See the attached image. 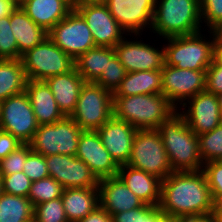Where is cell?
Here are the masks:
<instances>
[{"instance_id": "obj_31", "label": "cell", "mask_w": 222, "mask_h": 222, "mask_svg": "<svg viewBox=\"0 0 222 222\" xmlns=\"http://www.w3.org/2000/svg\"><path fill=\"white\" fill-rule=\"evenodd\" d=\"M197 137L203 164L222 160V123L212 131Z\"/></svg>"}, {"instance_id": "obj_26", "label": "cell", "mask_w": 222, "mask_h": 222, "mask_svg": "<svg viewBox=\"0 0 222 222\" xmlns=\"http://www.w3.org/2000/svg\"><path fill=\"white\" fill-rule=\"evenodd\" d=\"M61 199L68 222H78L100 205L98 187L65 188Z\"/></svg>"}, {"instance_id": "obj_4", "label": "cell", "mask_w": 222, "mask_h": 222, "mask_svg": "<svg viewBox=\"0 0 222 222\" xmlns=\"http://www.w3.org/2000/svg\"><path fill=\"white\" fill-rule=\"evenodd\" d=\"M201 25L200 0H156L149 31L163 39L198 33Z\"/></svg>"}, {"instance_id": "obj_41", "label": "cell", "mask_w": 222, "mask_h": 222, "mask_svg": "<svg viewBox=\"0 0 222 222\" xmlns=\"http://www.w3.org/2000/svg\"><path fill=\"white\" fill-rule=\"evenodd\" d=\"M201 22L211 30L222 20V0H200Z\"/></svg>"}, {"instance_id": "obj_35", "label": "cell", "mask_w": 222, "mask_h": 222, "mask_svg": "<svg viewBox=\"0 0 222 222\" xmlns=\"http://www.w3.org/2000/svg\"><path fill=\"white\" fill-rule=\"evenodd\" d=\"M33 217L36 222H68L61 197L35 205Z\"/></svg>"}, {"instance_id": "obj_18", "label": "cell", "mask_w": 222, "mask_h": 222, "mask_svg": "<svg viewBox=\"0 0 222 222\" xmlns=\"http://www.w3.org/2000/svg\"><path fill=\"white\" fill-rule=\"evenodd\" d=\"M76 157L85 162L99 180L117 176L120 168L104 147L97 131L81 132Z\"/></svg>"}, {"instance_id": "obj_23", "label": "cell", "mask_w": 222, "mask_h": 222, "mask_svg": "<svg viewBox=\"0 0 222 222\" xmlns=\"http://www.w3.org/2000/svg\"><path fill=\"white\" fill-rule=\"evenodd\" d=\"M25 92L29 96L39 125L53 124L65 117L59 110L54 95L45 81L27 80Z\"/></svg>"}, {"instance_id": "obj_50", "label": "cell", "mask_w": 222, "mask_h": 222, "mask_svg": "<svg viewBox=\"0 0 222 222\" xmlns=\"http://www.w3.org/2000/svg\"><path fill=\"white\" fill-rule=\"evenodd\" d=\"M214 59L222 65V43L216 42L214 47Z\"/></svg>"}, {"instance_id": "obj_13", "label": "cell", "mask_w": 222, "mask_h": 222, "mask_svg": "<svg viewBox=\"0 0 222 222\" xmlns=\"http://www.w3.org/2000/svg\"><path fill=\"white\" fill-rule=\"evenodd\" d=\"M177 110L197 136L212 131L222 123L217 95L206 90L189 98Z\"/></svg>"}, {"instance_id": "obj_38", "label": "cell", "mask_w": 222, "mask_h": 222, "mask_svg": "<svg viewBox=\"0 0 222 222\" xmlns=\"http://www.w3.org/2000/svg\"><path fill=\"white\" fill-rule=\"evenodd\" d=\"M30 144H22L0 161V175H10L23 171L24 162L31 152Z\"/></svg>"}, {"instance_id": "obj_53", "label": "cell", "mask_w": 222, "mask_h": 222, "mask_svg": "<svg viewBox=\"0 0 222 222\" xmlns=\"http://www.w3.org/2000/svg\"><path fill=\"white\" fill-rule=\"evenodd\" d=\"M3 193L2 191V181H1V176H0V195Z\"/></svg>"}, {"instance_id": "obj_7", "label": "cell", "mask_w": 222, "mask_h": 222, "mask_svg": "<svg viewBox=\"0 0 222 222\" xmlns=\"http://www.w3.org/2000/svg\"><path fill=\"white\" fill-rule=\"evenodd\" d=\"M27 80L45 81L75 68V60L48 37L21 57Z\"/></svg>"}, {"instance_id": "obj_3", "label": "cell", "mask_w": 222, "mask_h": 222, "mask_svg": "<svg viewBox=\"0 0 222 222\" xmlns=\"http://www.w3.org/2000/svg\"><path fill=\"white\" fill-rule=\"evenodd\" d=\"M178 110L163 94L113 97V116L137 130L158 129Z\"/></svg>"}, {"instance_id": "obj_43", "label": "cell", "mask_w": 222, "mask_h": 222, "mask_svg": "<svg viewBox=\"0 0 222 222\" xmlns=\"http://www.w3.org/2000/svg\"><path fill=\"white\" fill-rule=\"evenodd\" d=\"M22 144L12 134L0 129V161Z\"/></svg>"}, {"instance_id": "obj_54", "label": "cell", "mask_w": 222, "mask_h": 222, "mask_svg": "<svg viewBox=\"0 0 222 222\" xmlns=\"http://www.w3.org/2000/svg\"><path fill=\"white\" fill-rule=\"evenodd\" d=\"M25 222H36V220H35V218L33 217V218H31V219H29V220H27V221H25Z\"/></svg>"}, {"instance_id": "obj_12", "label": "cell", "mask_w": 222, "mask_h": 222, "mask_svg": "<svg viewBox=\"0 0 222 222\" xmlns=\"http://www.w3.org/2000/svg\"><path fill=\"white\" fill-rule=\"evenodd\" d=\"M161 71L162 94L177 109L206 88V70L180 69L164 64Z\"/></svg>"}, {"instance_id": "obj_49", "label": "cell", "mask_w": 222, "mask_h": 222, "mask_svg": "<svg viewBox=\"0 0 222 222\" xmlns=\"http://www.w3.org/2000/svg\"><path fill=\"white\" fill-rule=\"evenodd\" d=\"M213 214L216 222H222V201L214 202Z\"/></svg>"}, {"instance_id": "obj_33", "label": "cell", "mask_w": 222, "mask_h": 222, "mask_svg": "<svg viewBox=\"0 0 222 222\" xmlns=\"http://www.w3.org/2000/svg\"><path fill=\"white\" fill-rule=\"evenodd\" d=\"M113 222H162L165 219L159 205L143 204L139 208L116 213Z\"/></svg>"}, {"instance_id": "obj_6", "label": "cell", "mask_w": 222, "mask_h": 222, "mask_svg": "<svg viewBox=\"0 0 222 222\" xmlns=\"http://www.w3.org/2000/svg\"><path fill=\"white\" fill-rule=\"evenodd\" d=\"M127 165L141 169L161 180L173 172L157 129L137 130Z\"/></svg>"}, {"instance_id": "obj_36", "label": "cell", "mask_w": 222, "mask_h": 222, "mask_svg": "<svg viewBox=\"0 0 222 222\" xmlns=\"http://www.w3.org/2000/svg\"><path fill=\"white\" fill-rule=\"evenodd\" d=\"M0 59H18V44L10 26V16L0 19Z\"/></svg>"}, {"instance_id": "obj_20", "label": "cell", "mask_w": 222, "mask_h": 222, "mask_svg": "<svg viewBox=\"0 0 222 222\" xmlns=\"http://www.w3.org/2000/svg\"><path fill=\"white\" fill-rule=\"evenodd\" d=\"M98 189L100 206L112 216L144 204L118 176L100 179Z\"/></svg>"}, {"instance_id": "obj_28", "label": "cell", "mask_w": 222, "mask_h": 222, "mask_svg": "<svg viewBox=\"0 0 222 222\" xmlns=\"http://www.w3.org/2000/svg\"><path fill=\"white\" fill-rule=\"evenodd\" d=\"M115 55L114 47L96 46L75 60V68L85 82H95Z\"/></svg>"}, {"instance_id": "obj_40", "label": "cell", "mask_w": 222, "mask_h": 222, "mask_svg": "<svg viewBox=\"0 0 222 222\" xmlns=\"http://www.w3.org/2000/svg\"><path fill=\"white\" fill-rule=\"evenodd\" d=\"M23 172L32 182L48 177L45 156L31 151L24 162Z\"/></svg>"}, {"instance_id": "obj_17", "label": "cell", "mask_w": 222, "mask_h": 222, "mask_svg": "<svg viewBox=\"0 0 222 222\" xmlns=\"http://www.w3.org/2000/svg\"><path fill=\"white\" fill-rule=\"evenodd\" d=\"M73 7L85 20L96 46L115 47L124 39L123 37L128 36L106 5H73Z\"/></svg>"}, {"instance_id": "obj_1", "label": "cell", "mask_w": 222, "mask_h": 222, "mask_svg": "<svg viewBox=\"0 0 222 222\" xmlns=\"http://www.w3.org/2000/svg\"><path fill=\"white\" fill-rule=\"evenodd\" d=\"M159 207L171 220L213 212L214 202L203 170L172 172L162 180Z\"/></svg>"}, {"instance_id": "obj_32", "label": "cell", "mask_w": 222, "mask_h": 222, "mask_svg": "<svg viewBox=\"0 0 222 222\" xmlns=\"http://www.w3.org/2000/svg\"><path fill=\"white\" fill-rule=\"evenodd\" d=\"M63 190L64 188L59 182L48 176L32 182L28 198L34 207L35 205L61 197Z\"/></svg>"}, {"instance_id": "obj_19", "label": "cell", "mask_w": 222, "mask_h": 222, "mask_svg": "<svg viewBox=\"0 0 222 222\" xmlns=\"http://www.w3.org/2000/svg\"><path fill=\"white\" fill-rule=\"evenodd\" d=\"M97 132L104 147L115 162L119 166L127 165L131 157L137 129L131 124L112 116Z\"/></svg>"}, {"instance_id": "obj_10", "label": "cell", "mask_w": 222, "mask_h": 222, "mask_svg": "<svg viewBox=\"0 0 222 222\" xmlns=\"http://www.w3.org/2000/svg\"><path fill=\"white\" fill-rule=\"evenodd\" d=\"M38 127L29 96L25 91L0 102L1 130L12 134L23 144H29Z\"/></svg>"}, {"instance_id": "obj_27", "label": "cell", "mask_w": 222, "mask_h": 222, "mask_svg": "<svg viewBox=\"0 0 222 222\" xmlns=\"http://www.w3.org/2000/svg\"><path fill=\"white\" fill-rule=\"evenodd\" d=\"M161 69L128 72L113 97H128L142 94H162Z\"/></svg>"}, {"instance_id": "obj_25", "label": "cell", "mask_w": 222, "mask_h": 222, "mask_svg": "<svg viewBox=\"0 0 222 222\" xmlns=\"http://www.w3.org/2000/svg\"><path fill=\"white\" fill-rule=\"evenodd\" d=\"M10 26L18 44V59L48 37V32L34 23L21 6L10 15Z\"/></svg>"}, {"instance_id": "obj_52", "label": "cell", "mask_w": 222, "mask_h": 222, "mask_svg": "<svg viewBox=\"0 0 222 222\" xmlns=\"http://www.w3.org/2000/svg\"><path fill=\"white\" fill-rule=\"evenodd\" d=\"M162 222H179L178 220H171L168 218H165Z\"/></svg>"}, {"instance_id": "obj_9", "label": "cell", "mask_w": 222, "mask_h": 222, "mask_svg": "<svg viewBox=\"0 0 222 222\" xmlns=\"http://www.w3.org/2000/svg\"><path fill=\"white\" fill-rule=\"evenodd\" d=\"M82 131L71 117L65 116L53 124L39 125L29 144L32 151L43 156L55 154L76 156Z\"/></svg>"}, {"instance_id": "obj_46", "label": "cell", "mask_w": 222, "mask_h": 222, "mask_svg": "<svg viewBox=\"0 0 222 222\" xmlns=\"http://www.w3.org/2000/svg\"><path fill=\"white\" fill-rule=\"evenodd\" d=\"M179 222H216L213 212L208 214L189 215L182 217Z\"/></svg>"}, {"instance_id": "obj_47", "label": "cell", "mask_w": 222, "mask_h": 222, "mask_svg": "<svg viewBox=\"0 0 222 222\" xmlns=\"http://www.w3.org/2000/svg\"><path fill=\"white\" fill-rule=\"evenodd\" d=\"M107 0H75L73 5H106Z\"/></svg>"}, {"instance_id": "obj_51", "label": "cell", "mask_w": 222, "mask_h": 222, "mask_svg": "<svg viewBox=\"0 0 222 222\" xmlns=\"http://www.w3.org/2000/svg\"><path fill=\"white\" fill-rule=\"evenodd\" d=\"M218 102H219V109L221 110L222 113V93L217 95Z\"/></svg>"}, {"instance_id": "obj_15", "label": "cell", "mask_w": 222, "mask_h": 222, "mask_svg": "<svg viewBox=\"0 0 222 222\" xmlns=\"http://www.w3.org/2000/svg\"><path fill=\"white\" fill-rule=\"evenodd\" d=\"M155 4L156 0H107L106 6L120 27L133 38V35H142L145 27L151 29Z\"/></svg>"}, {"instance_id": "obj_5", "label": "cell", "mask_w": 222, "mask_h": 222, "mask_svg": "<svg viewBox=\"0 0 222 222\" xmlns=\"http://www.w3.org/2000/svg\"><path fill=\"white\" fill-rule=\"evenodd\" d=\"M205 34L198 32L191 35L164 38L167 44L164 47L165 65L180 69L206 70L214 59L216 40L211 30Z\"/></svg>"}, {"instance_id": "obj_16", "label": "cell", "mask_w": 222, "mask_h": 222, "mask_svg": "<svg viewBox=\"0 0 222 222\" xmlns=\"http://www.w3.org/2000/svg\"><path fill=\"white\" fill-rule=\"evenodd\" d=\"M136 40L131 41L124 37L115 47V55L128 72L149 71L162 69L165 64L164 46L158 47L139 40L140 35H134ZM139 36V37H138Z\"/></svg>"}, {"instance_id": "obj_11", "label": "cell", "mask_w": 222, "mask_h": 222, "mask_svg": "<svg viewBox=\"0 0 222 222\" xmlns=\"http://www.w3.org/2000/svg\"><path fill=\"white\" fill-rule=\"evenodd\" d=\"M48 38L74 60L96 47L90 29L75 9L48 32Z\"/></svg>"}, {"instance_id": "obj_37", "label": "cell", "mask_w": 222, "mask_h": 222, "mask_svg": "<svg viewBox=\"0 0 222 222\" xmlns=\"http://www.w3.org/2000/svg\"><path fill=\"white\" fill-rule=\"evenodd\" d=\"M0 176L3 193L28 197L32 181L23 171Z\"/></svg>"}, {"instance_id": "obj_21", "label": "cell", "mask_w": 222, "mask_h": 222, "mask_svg": "<svg viewBox=\"0 0 222 222\" xmlns=\"http://www.w3.org/2000/svg\"><path fill=\"white\" fill-rule=\"evenodd\" d=\"M117 176L144 204L159 205L161 179L128 165H121Z\"/></svg>"}, {"instance_id": "obj_44", "label": "cell", "mask_w": 222, "mask_h": 222, "mask_svg": "<svg viewBox=\"0 0 222 222\" xmlns=\"http://www.w3.org/2000/svg\"><path fill=\"white\" fill-rule=\"evenodd\" d=\"M78 222H113V217L100 205Z\"/></svg>"}, {"instance_id": "obj_45", "label": "cell", "mask_w": 222, "mask_h": 222, "mask_svg": "<svg viewBox=\"0 0 222 222\" xmlns=\"http://www.w3.org/2000/svg\"><path fill=\"white\" fill-rule=\"evenodd\" d=\"M18 6L15 0H0V19L10 16Z\"/></svg>"}, {"instance_id": "obj_42", "label": "cell", "mask_w": 222, "mask_h": 222, "mask_svg": "<svg viewBox=\"0 0 222 222\" xmlns=\"http://www.w3.org/2000/svg\"><path fill=\"white\" fill-rule=\"evenodd\" d=\"M206 91L218 95L222 93V65L215 59L206 69Z\"/></svg>"}, {"instance_id": "obj_14", "label": "cell", "mask_w": 222, "mask_h": 222, "mask_svg": "<svg viewBox=\"0 0 222 222\" xmlns=\"http://www.w3.org/2000/svg\"><path fill=\"white\" fill-rule=\"evenodd\" d=\"M49 176L63 188L98 187L99 179L88 165L76 156L55 154L45 156Z\"/></svg>"}, {"instance_id": "obj_29", "label": "cell", "mask_w": 222, "mask_h": 222, "mask_svg": "<svg viewBox=\"0 0 222 222\" xmlns=\"http://www.w3.org/2000/svg\"><path fill=\"white\" fill-rule=\"evenodd\" d=\"M27 77L21 59H0V102L23 93Z\"/></svg>"}, {"instance_id": "obj_39", "label": "cell", "mask_w": 222, "mask_h": 222, "mask_svg": "<svg viewBox=\"0 0 222 222\" xmlns=\"http://www.w3.org/2000/svg\"><path fill=\"white\" fill-rule=\"evenodd\" d=\"M213 202L222 201V160L203 164Z\"/></svg>"}, {"instance_id": "obj_48", "label": "cell", "mask_w": 222, "mask_h": 222, "mask_svg": "<svg viewBox=\"0 0 222 222\" xmlns=\"http://www.w3.org/2000/svg\"><path fill=\"white\" fill-rule=\"evenodd\" d=\"M216 42L222 43V20L211 29Z\"/></svg>"}, {"instance_id": "obj_34", "label": "cell", "mask_w": 222, "mask_h": 222, "mask_svg": "<svg viewBox=\"0 0 222 222\" xmlns=\"http://www.w3.org/2000/svg\"><path fill=\"white\" fill-rule=\"evenodd\" d=\"M127 71L116 55L107 61V67L94 82L104 89L114 93L125 78Z\"/></svg>"}, {"instance_id": "obj_8", "label": "cell", "mask_w": 222, "mask_h": 222, "mask_svg": "<svg viewBox=\"0 0 222 222\" xmlns=\"http://www.w3.org/2000/svg\"><path fill=\"white\" fill-rule=\"evenodd\" d=\"M113 116V93L97 83L85 82L71 118L82 130L97 131Z\"/></svg>"}, {"instance_id": "obj_22", "label": "cell", "mask_w": 222, "mask_h": 222, "mask_svg": "<svg viewBox=\"0 0 222 222\" xmlns=\"http://www.w3.org/2000/svg\"><path fill=\"white\" fill-rule=\"evenodd\" d=\"M45 82L50 87L59 110L64 116L70 117L76 108L84 79L74 68L68 73L49 77Z\"/></svg>"}, {"instance_id": "obj_2", "label": "cell", "mask_w": 222, "mask_h": 222, "mask_svg": "<svg viewBox=\"0 0 222 222\" xmlns=\"http://www.w3.org/2000/svg\"><path fill=\"white\" fill-rule=\"evenodd\" d=\"M173 172L203 170L199 140L177 111L158 129Z\"/></svg>"}, {"instance_id": "obj_24", "label": "cell", "mask_w": 222, "mask_h": 222, "mask_svg": "<svg viewBox=\"0 0 222 222\" xmlns=\"http://www.w3.org/2000/svg\"><path fill=\"white\" fill-rule=\"evenodd\" d=\"M20 6L34 23L47 32L74 9L70 0H26Z\"/></svg>"}, {"instance_id": "obj_55", "label": "cell", "mask_w": 222, "mask_h": 222, "mask_svg": "<svg viewBox=\"0 0 222 222\" xmlns=\"http://www.w3.org/2000/svg\"><path fill=\"white\" fill-rule=\"evenodd\" d=\"M26 0H17L18 5L20 6Z\"/></svg>"}, {"instance_id": "obj_30", "label": "cell", "mask_w": 222, "mask_h": 222, "mask_svg": "<svg viewBox=\"0 0 222 222\" xmlns=\"http://www.w3.org/2000/svg\"><path fill=\"white\" fill-rule=\"evenodd\" d=\"M34 207L28 197L2 193L0 222H25L33 218Z\"/></svg>"}]
</instances>
